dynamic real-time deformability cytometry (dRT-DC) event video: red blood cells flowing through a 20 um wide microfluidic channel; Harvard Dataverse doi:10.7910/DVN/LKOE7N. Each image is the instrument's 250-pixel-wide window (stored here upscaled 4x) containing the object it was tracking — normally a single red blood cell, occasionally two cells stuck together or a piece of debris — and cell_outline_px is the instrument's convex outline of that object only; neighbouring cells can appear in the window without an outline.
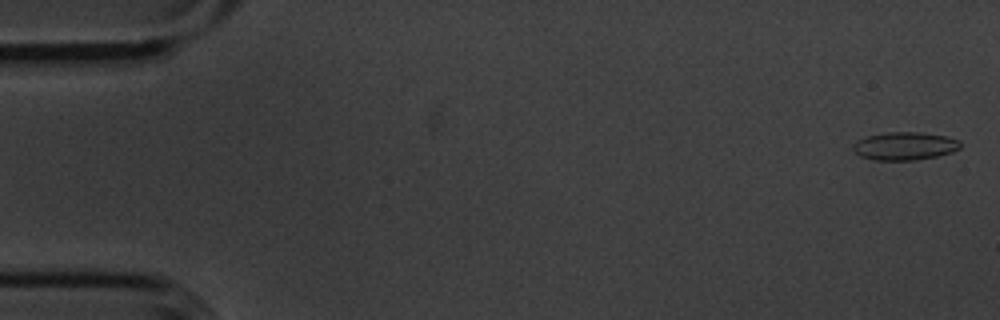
{"species": "common noctule bat (a hibernating species)", "species_latin": "Nyctalus noctula", "temperature_condition": "cold", "stored_images_in_passage": 56, "camera_frame_rate_fps": 3000, "um_per_image_px": 0.085, "animal": {"sex": "male", "body_mass_g": 20.1, "forearm_length_mm": 53.5}, "frame": {"image": 1, "passage_image": 2, "time_ms": 0.333, "image_size_px": [1000, 320], "cell_outline_px": [[960, 148], [952, 152], [936, 156], [916, 160], [872, 160], [860, 156], [852, 148], [852, 144], [856, 140], [868, 136], [888, 132], [920, 132], [948, 136], [960, 140]], "centroid_in_image_um": [76.9, 12.41], "position_along_channel_um": 8.1, "area_um2": 17.63}}
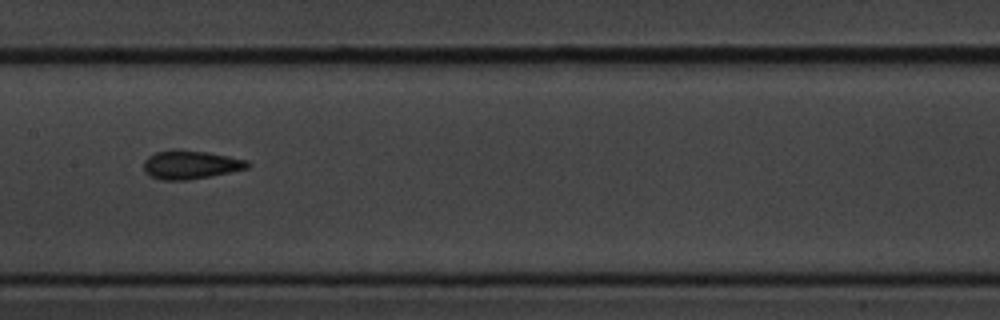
{"frame": {"image": 2, "passage_image": 28, "time_ms": 9.0, "image_size_px": [1000, 320], "cell_outline_px": [[252, 164], [248, 168], [188, 180], [164, 180], [152, 176], [144, 172], [144, 160], [148, 156], [156, 152], [172, 148], [176, 148], [204, 152], [228, 156], [248, 160]], "centroid_in_image_um": [16.17, 13.98], "position_along_channel_um": 191.2, "area_um2": 17.28}}
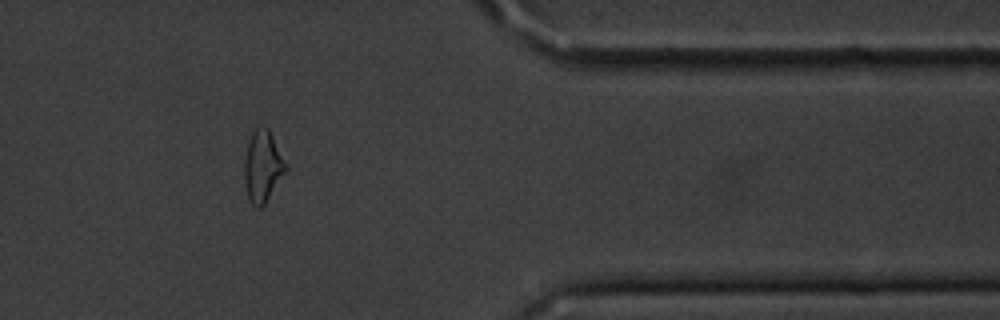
{"frame": {"image": 3, "passage_image": 46, "time_ms": 15.0, "image_size_px": [1000, 320], "cell_outline_px": [[288, 172], [264, 204], [260, 208], [256, 208], [252, 204], [248, 196], [244, 180], [244, 160], [248, 140], [252, 132], [260, 124], [268, 128], [288, 164]], "centroid_in_image_um": [22.36, 14.12], "position_along_channel_um": 389.0, "area_um2": 17.69}, "authors_computed_cell_mechanics": {"area_um2": 17.0221, "velocity_mm_per_s": 3.6257, "shape_relaxation_time_tau1_ms": 6.29, "shape_relaxation_time_tau2_ms": 1.7654, "deformation_change_tau1": 0.1567, "deformation_change_tau2": 0.0702}}